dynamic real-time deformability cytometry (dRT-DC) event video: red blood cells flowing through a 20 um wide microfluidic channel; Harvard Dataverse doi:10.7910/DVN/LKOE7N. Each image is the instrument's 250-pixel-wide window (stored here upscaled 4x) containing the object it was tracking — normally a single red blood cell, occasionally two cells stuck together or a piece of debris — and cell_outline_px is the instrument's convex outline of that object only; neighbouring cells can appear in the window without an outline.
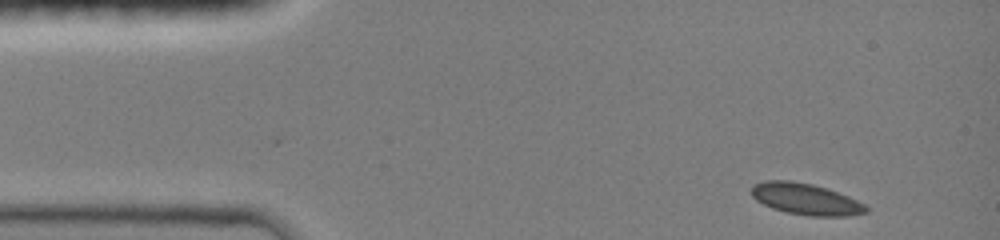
{"species": "common noctule bat (a hibernating species)", "species_latin": "Nyctalus noctula", "temperature_condition": "room temperature", "stored_images_in_passage": 5, "camera_frame_rate_fps": 3000, "um_per_image_px": 0.085, "animal": {"sex": "female", "body_mass_g": 19.0, "forearm_length_mm": 51.5}, "frame": {"image": 1, "passage_image": 1, "time_ms": 0.0, "image_size_px": [1000, 240], "cell_outline_px": [[868, 212], [848, 216], [808, 216], [784, 212], [772, 208], [756, 200], [752, 196], [752, 184], [768, 180], [788, 180], [812, 184], [848, 196], [864, 204], [868, 208]], "centroid_in_image_um": [68.47, 16.93], "position_along_channel_um": 16.5, "area_um2": 20.87}}
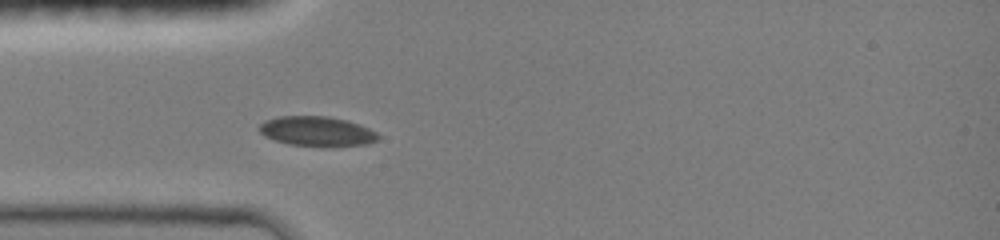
{"frame": {"image": 2, "passage_image": 5, "time_ms": 3.0, "image_size_px": [1000, 240], "cell_outline_px": [[380, 136], [376, 140], [368, 144], [332, 148], [320, 148], [288, 144], [264, 136], [260, 132], [260, 124], [264, 120], [280, 116], [328, 116], [348, 120], [360, 124], [376, 132]], "centroid_in_image_um": [26.97, 11.19], "position_along_channel_um": 58.0, "area_um2": 21.21}}